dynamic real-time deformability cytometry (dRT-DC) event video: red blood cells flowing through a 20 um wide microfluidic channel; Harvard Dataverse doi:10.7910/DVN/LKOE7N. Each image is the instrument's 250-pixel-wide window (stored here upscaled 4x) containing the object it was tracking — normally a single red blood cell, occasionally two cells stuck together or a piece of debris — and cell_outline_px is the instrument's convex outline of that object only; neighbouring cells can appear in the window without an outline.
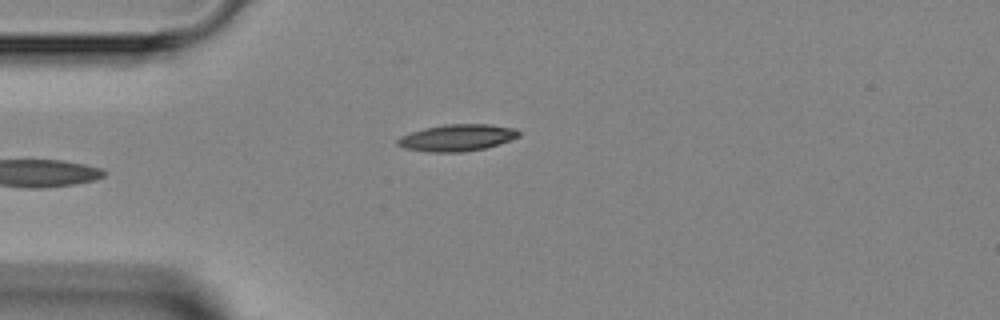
{"species": "Egyptian fruit bat (a non-hibernating species)", "species_latin": "Rousettus aegyptiacus", "temperature_condition": "room temperature", "stored_images_in_passage": 5, "camera_frame_rate_fps": 3000, "um_per_image_px": 0.085, "animal": {"sex": "female"}, "frame": {"image": 1, "passage_image": 4, "time_ms": 4.333, "image_size_px": [1000, 320], "cell_outline_px": [[520, 136], [484, 148], [464, 152], [428, 152], [404, 148], [396, 144], [396, 140], [412, 132], [424, 128], [444, 124], [488, 124], [516, 128], [520, 132]], "centroid_in_image_um": [38.85, 11.7], "position_along_channel_um": 46.2, "area_um2": 18.73}}